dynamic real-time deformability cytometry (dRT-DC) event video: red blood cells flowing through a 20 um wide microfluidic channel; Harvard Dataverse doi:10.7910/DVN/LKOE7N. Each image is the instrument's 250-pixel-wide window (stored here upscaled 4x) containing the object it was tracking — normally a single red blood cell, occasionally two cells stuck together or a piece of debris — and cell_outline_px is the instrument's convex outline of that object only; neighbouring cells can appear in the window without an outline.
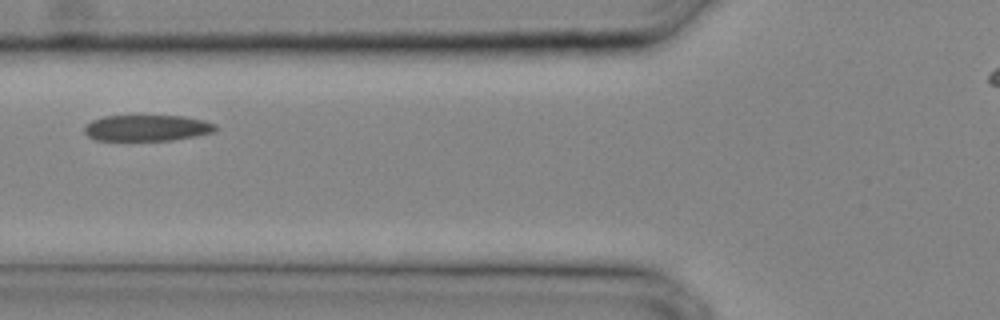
{"species": "common noctule bat (a hibernating species)", "species_latin": "Nyctalus noctula", "temperature_condition": "cold", "stored_images_in_passage": 18, "camera_frame_rate_fps": 3000, "um_per_image_px": 0.085, "animal": {"sex": "male", "body_mass_g": 20.4}, "frame": {"image": 1, "passage_image": 3, "time_ms": 0.667, "image_size_px": [1000, 320], "cell_outline_px": [[216, 132], [196, 136], [172, 140], [96, 140], [88, 136], [84, 132], [84, 128], [92, 120], [104, 116], [184, 116], [204, 120], [216, 124]], "centroid_in_image_um": [12.53, 10.88], "position_along_channel_um": 113.3, "area_um2": 19.94}}
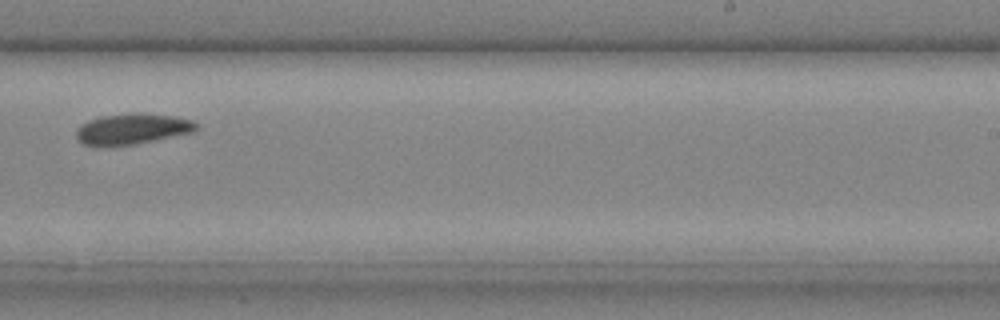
{"frame": {"image": 2, "passage_image": 11, "time_ms": 3.333, "image_size_px": [1000, 320], "cell_outline_px": [[196, 128], [192, 132], [132, 144], [108, 148], [96, 148], [84, 144], [76, 140], [76, 128], [80, 124], [88, 120], [100, 116], [140, 112], [176, 116], [192, 120], [196, 124]], "centroid_in_image_um": [11.12, 10.97], "position_along_channel_um": 277.9, "area_um2": 21.91}}
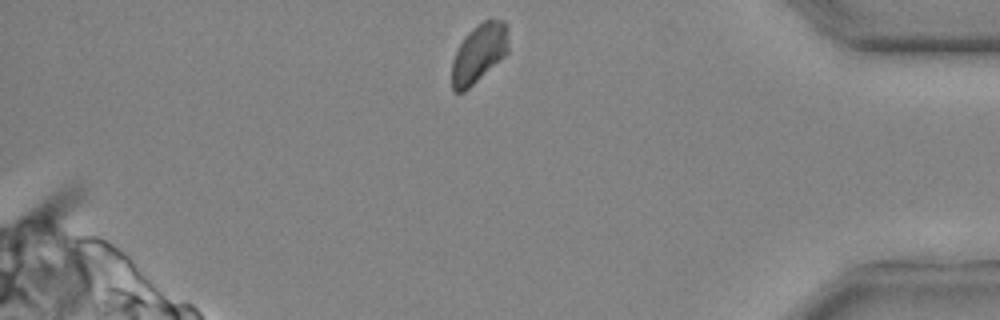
{"frame": {"image": 3, "passage_image": 18, "time_ms": 5.667, "image_size_px": [1000, 320], "cell_outline_px": [[508, 52], [504, 56], [464, 92], [456, 92], [452, 88], [452, 60], [464, 36], [476, 24], [488, 16], [504, 20], [508, 28]], "centroid_in_image_um": [40.73, 4.44], "position_along_channel_um": 394.5, "area_um2": 19.59}}